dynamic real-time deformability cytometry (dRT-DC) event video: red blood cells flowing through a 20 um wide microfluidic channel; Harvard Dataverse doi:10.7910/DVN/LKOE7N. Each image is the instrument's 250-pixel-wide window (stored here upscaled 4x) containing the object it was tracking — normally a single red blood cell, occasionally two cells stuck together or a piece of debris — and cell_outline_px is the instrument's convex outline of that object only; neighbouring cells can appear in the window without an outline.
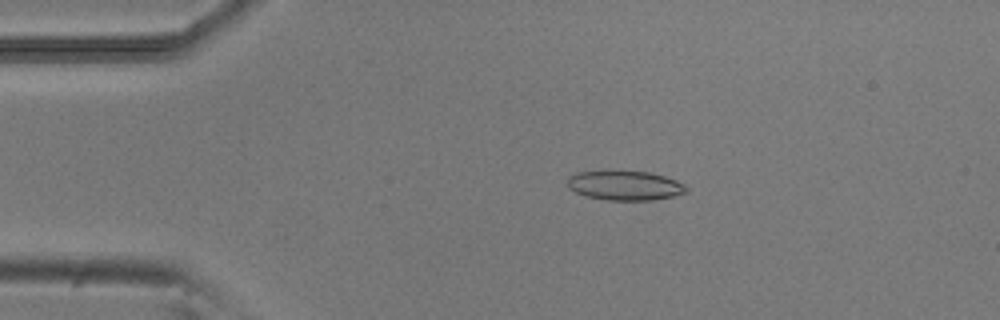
{"species": "common noctule bat (a hibernating species)", "species_latin": "Nyctalus noctula", "temperature_condition": "room temperature", "stored_images_in_passage": 50, "camera_frame_rate_fps": 3000, "um_per_image_px": 0.085, "animal": {"sex": "male", "body_mass_g": 20.5, "forearm_length_mm": 52.5}, "frame": {"image": 1, "passage_image": 9, "time_ms": 2.667, "image_size_px": [1000, 320], "cell_outline_px": [[688, 192], [672, 196], [652, 200], [604, 200], [584, 196], [568, 188], [568, 176], [576, 172], [648, 172], [664, 176], [676, 180], [684, 184], [688, 188]], "centroid_in_image_um": [53.11, 15.79], "position_along_channel_um": 31.9, "area_um2": 20.23}}
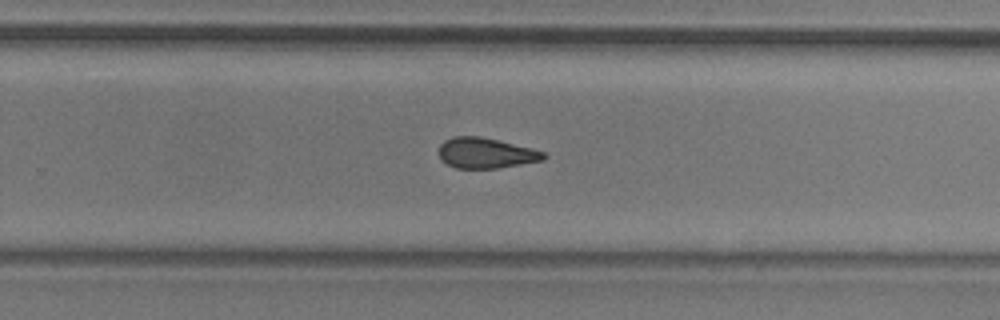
{"frame": {"image": 2, "passage_image": 32, "time_ms": 10.333, "image_size_px": [1000, 320], "cell_outline_px": [[548, 156], [544, 160], [496, 168], [456, 168], [440, 160], [440, 144], [444, 140], [452, 136], [480, 136], [532, 148], [544, 152]], "centroid_in_image_um": [41.29, 13.0], "position_along_channel_um": 288.5, "area_um2": 18.55}}
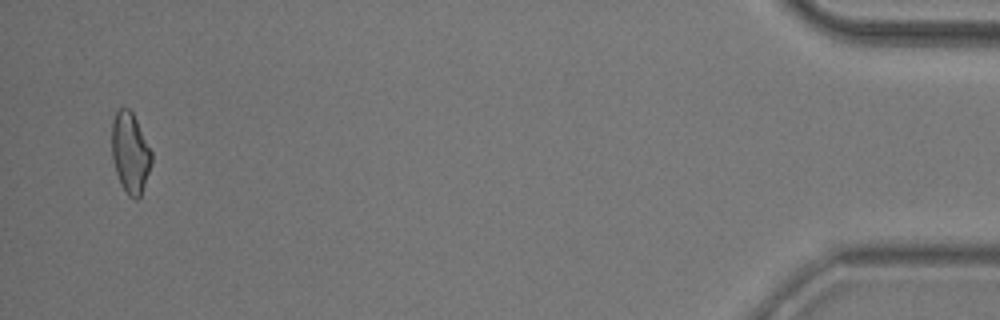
{"frame": {"image": 3, "passage_image": 49, "time_ms": 16.0, "image_size_px": [1000, 320], "cell_outline_px": [[152, 160], [140, 196], [136, 200], [128, 196], [120, 184], [112, 160], [112, 120], [116, 112], [120, 108], [128, 108], [132, 112], [152, 152]], "centroid_in_image_um": [11.05, 13.0], "position_along_channel_um": 424.2, "area_um2": 18.5}, "authors_computed_cell_mechanics": {"area_um2": 19.5653, "velocity_mm_per_s": 3.8998, "shape_relaxation_time_tau1_ms": null, "shape_relaxation_time_tau2_ms": 2.5854, "deformation_change_tau1": null, "deformation_change_tau2": 0.1081}}